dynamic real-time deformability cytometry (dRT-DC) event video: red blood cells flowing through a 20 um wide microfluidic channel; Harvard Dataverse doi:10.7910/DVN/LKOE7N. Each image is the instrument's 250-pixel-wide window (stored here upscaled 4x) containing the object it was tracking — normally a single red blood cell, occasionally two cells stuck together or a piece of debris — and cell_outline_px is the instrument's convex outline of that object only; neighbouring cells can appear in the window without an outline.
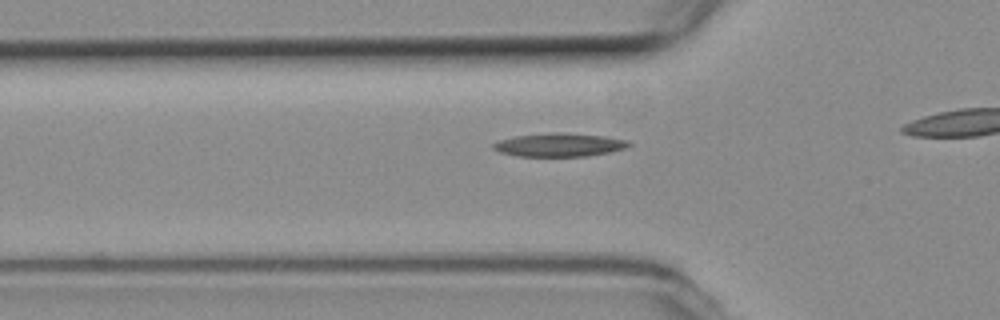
{"species": "common noctule bat (a hibernating species)", "species_latin": "Nyctalus noctula", "temperature_condition": "room temperature", "stored_images_in_passage": 28, "camera_frame_rate_fps": 3000, "um_per_image_px": 0.085, "animal": {"sex": "female", "body_mass_g": 19.3, "forearm_length_mm": 54.1}, "frame": {"image": 1, "passage_image": 4, "time_ms": 1.0, "image_size_px": [1000, 320], "cell_outline_px": [[632, 144], [628, 148], [588, 156], [520, 156], [500, 152], [492, 148], [492, 144], [500, 140], [516, 136], [552, 132], [564, 132], [604, 136], [628, 140]], "centroid_in_image_um": [47.58, 12.31], "position_along_channel_um": 78.2, "area_um2": 18.5}}
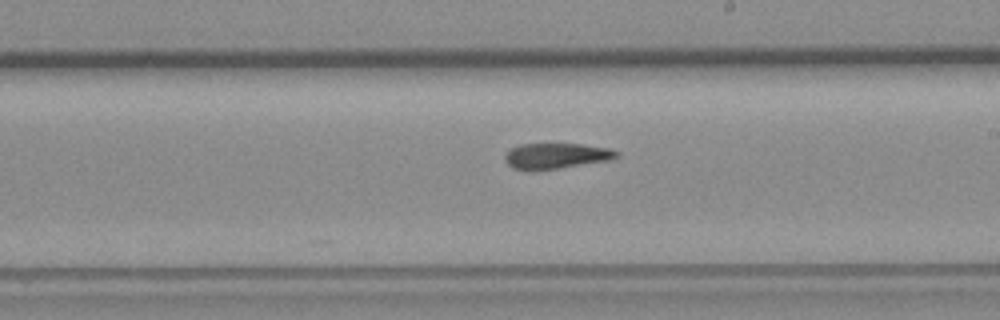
{"frame": {"image": 2, "passage_image": 17, "time_ms": 5.333, "image_size_px": [1000, 320], "cell_outline_px": [[620, 156], [612, 160], [556, 168], [512, 168], [504, 160], [504, 152], [508, 148], [520, 144], [584, 144], [608, 148], [620, 152]], "centroid_in_image_um": [47.3, 13.21], "position_along_channel_um": 241.7, "area_um2": 16.47}}
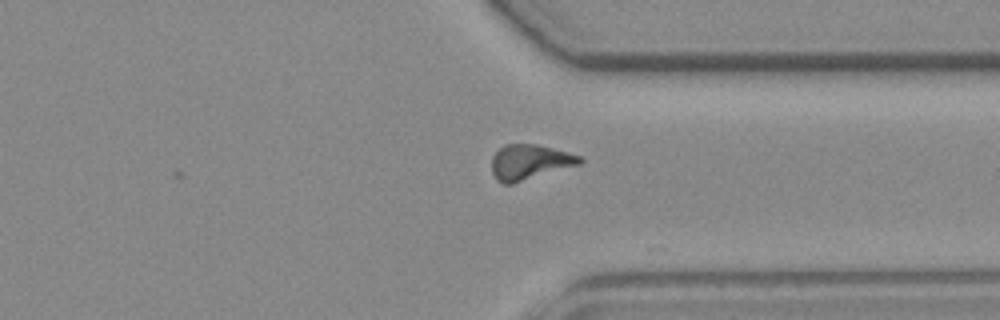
{"frame": {"image": 3, "passage_image": 27, "time_ms": 8.667, "image_size_px": [1000, 320], "cell_outline_px": [[584, 160], [580, 164], [512, 184], [504, 184], [496, 180], [492, 172], [492, 156], [504, 144], [536, 144], [568, 152], [580, 156]], "centroid_in_image_um": [45.0, 13.78], "position_along_channel_um": 366.4, "area_um2": 17.98}, "authors_computed_cell_mechanics": {"area_um2": 17.4556, "velocity_mm_per_s": 3.7596, "shape_relaxation_time_tau1_ms": null, "shape_relaxation_time_tau2_ms": 10.1818, "deformation_change_tau1": null, "deformation_change_tau2": 0.2179}}